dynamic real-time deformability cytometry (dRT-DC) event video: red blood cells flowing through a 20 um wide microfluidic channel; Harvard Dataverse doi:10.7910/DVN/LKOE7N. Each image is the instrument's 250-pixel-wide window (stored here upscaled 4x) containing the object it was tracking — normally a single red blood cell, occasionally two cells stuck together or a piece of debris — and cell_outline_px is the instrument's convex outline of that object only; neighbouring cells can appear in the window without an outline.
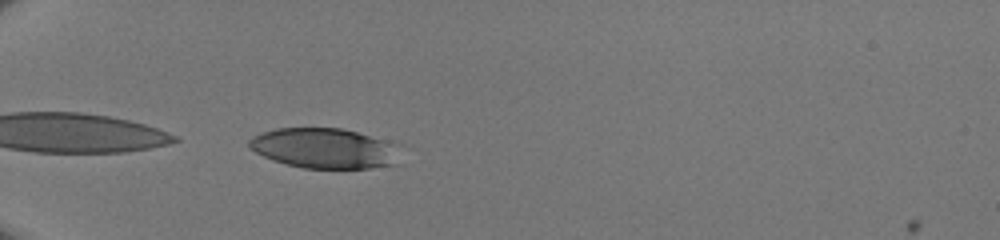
{"species": "human", "species_latin": "Homo sapiens", "temperature_condition": "room temperature", "stored_images_in_passage": 31, "camera_frame_rate_fps": 3000, "um_per_image_px": 0.085, "donor": {"sex": "male"}, "frame": {"image": 1, "passage_image": 1, "time_ms": 0.0, "image_size_px": [1000, 240], "cell_outline_px": [[396, 164], [368, 168], [304, 168], [272, 160], [248, 148], [248, 140], [252, 136], [276, 128], [340, 128], [388, 140]], "centroid_in_image_um": [27.44, 12.59], "position_along_channel_um": 57.6, "area_um2": 34.56}}
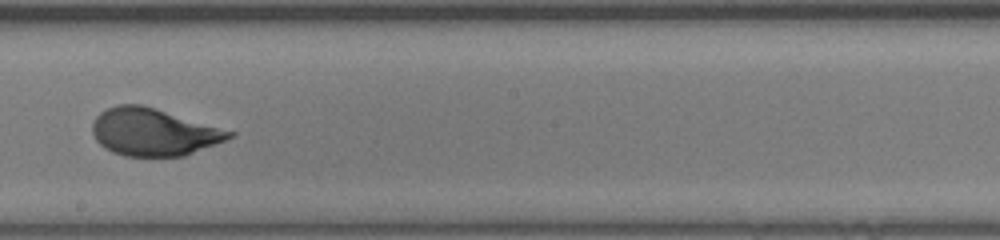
{"frame": {"image": 2, "passage_image": 15, "time_ms": 4.667, "image_size_px": [1000, 240], "cell_outline_px": [[236, 136], [184, 156], [124, 156], [112, 152], [104, 148], [96, 140], [92, 132], [92, 124], [96, 116], [100, 112], [116, 104], [140, 104], [236, 132]], "centroid_in_image_um": [13.03, 11.23], "position_along_channel_um": 235.2, "area_um2": 37.63}}
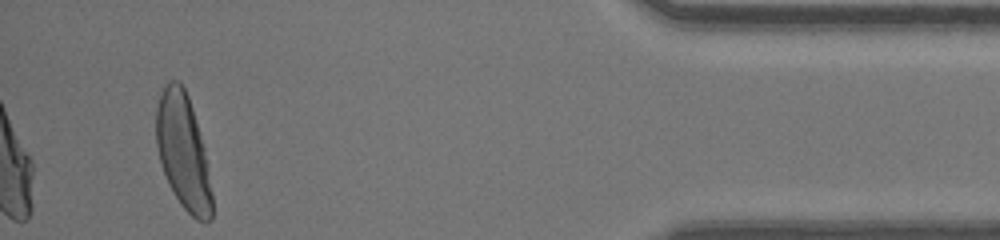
{"frame": {"image": 3, "passage_image": 31, "time_ms": 10.0, "image_size_px": [1000, 240], "cell_outline_px": [[212, 220], [204, 224], [196, 220], [180, 204], [168, 184], [160, 160], [156, 144], [156, 108], [160, 92], [164, 84], [168, 80], [176, 80], [184, 88], [188, 96], [192, 108], [204, 148], [212, 192]], "centroid_in_image_um": [15.56, 12.91], "position_along_channel_um": 419.6, "area_um2": 37.51}}